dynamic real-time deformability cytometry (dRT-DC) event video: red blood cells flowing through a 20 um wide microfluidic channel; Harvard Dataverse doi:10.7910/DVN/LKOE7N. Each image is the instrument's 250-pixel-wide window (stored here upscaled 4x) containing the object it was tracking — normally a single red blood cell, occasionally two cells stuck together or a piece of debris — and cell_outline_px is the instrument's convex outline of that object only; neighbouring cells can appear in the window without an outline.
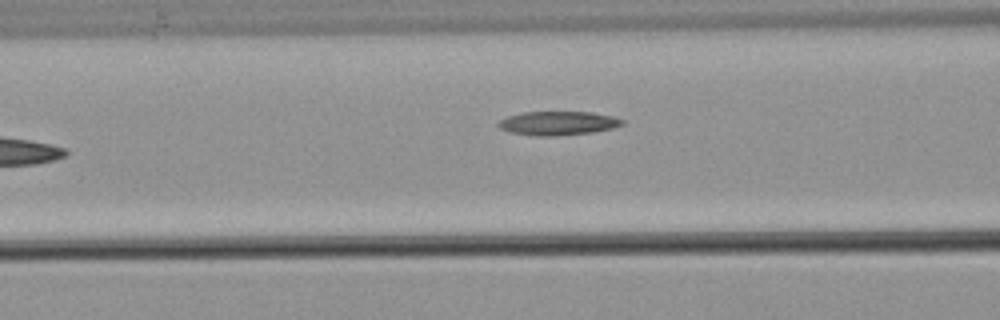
{"species": "common noctule bat (a hibernating species)", "species_latin": "Nyctalus noctula", "temperature_condition": "warm", "stored_images_in_passage": 35, "camera_frame_rate_fps": 3000, "um_per_image_px": 0.085, "animal": {"sex": "male", "body_mass_g": 21.5, "forearm_length_mm": 52.0}, "frame": {"image": 1, "passage_image": 6, "time_ms": 1.667, "image_size_px": [1000, 320], "cell_outline_px": [[624, 124], [612, 128], [592, 132], [552, 136], [536, 136], [508, 132], [500, 128], [496, 124], [500, 120], [508, 116], [520, 112], [592, 112], [612, 116], [624, 120]], "centroid_in_image_um": [47.39, 10.47], "position_along_channel_um": 119.2, "area_um2": 17.22}, "authors_computed_cell_mechanics": {"area_um2": 17.918, "velocity_mm_per_s": 3.85, "shape_relaxation_time_tau1_ms": null, "shape_relaxation_time_tau2_ms": 4.7172, "deformation_change_tau1": null, "deformation_change_tau2": 0.1316}}